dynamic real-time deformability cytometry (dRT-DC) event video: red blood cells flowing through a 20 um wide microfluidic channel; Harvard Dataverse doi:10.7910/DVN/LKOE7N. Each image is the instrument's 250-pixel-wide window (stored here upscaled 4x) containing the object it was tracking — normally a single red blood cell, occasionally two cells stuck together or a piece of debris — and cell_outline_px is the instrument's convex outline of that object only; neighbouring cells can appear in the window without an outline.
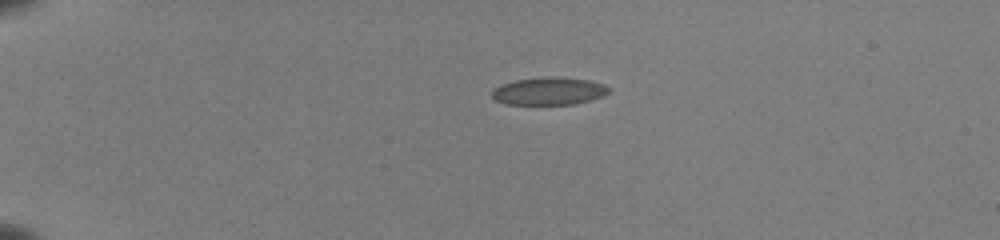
{"species": "common noctule bat (a hibernating species)", "species_latin": "Nyctalus noctula", "temperature_condition": "room temperature", "stored_images_in_passage": 42, "camera_frame_rate_fps": 3000, "um_per_image_px": 0.085, "animal": {"sex": "female", "body_mass_g": 22.0, "forearm_length_mm": 56.7}, "frame": {"image": 1, "passage_image": 1, "time_ms": 0.0, "image_size_px": [1000, 240], "cell_outline_px": [[612, 88], [604, 96], [592, 100], [576, 104], [508, 104], [496, 100], [492, 96], [492, 88], [500, 84], [516, 80], [588, 80], [604, 84]], "centroid_in_image_um": [46.67, 7.8], "position_along_channel_um": 38.3, "area_um2": 17.86}}
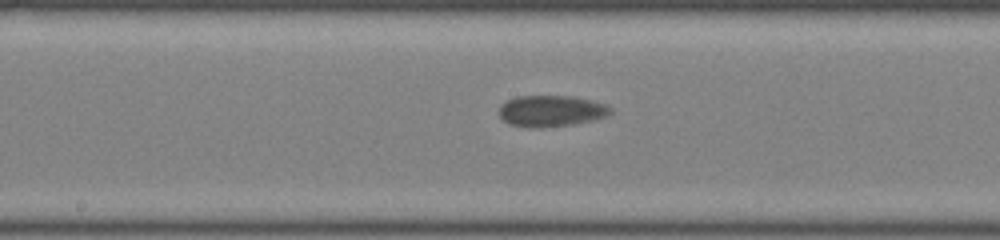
{"frame": {"image": 2, "passage_image": 19, "time_ms": 6.0, "image_size_px": [1000, 240], "cell_outline_px": [[612, 112], [604, 116], [592, 120], [572, 124], [536, 128], [528, 128], [508, 124], [500, 116], [500, 104], [516, 96], [572, 96], [592, 100], [604, 104], [612, 108]], "centroid_in_image_um": [46.82, 9.43], "position_along_channel_um": 201.4, "area_um2": 20.23}}
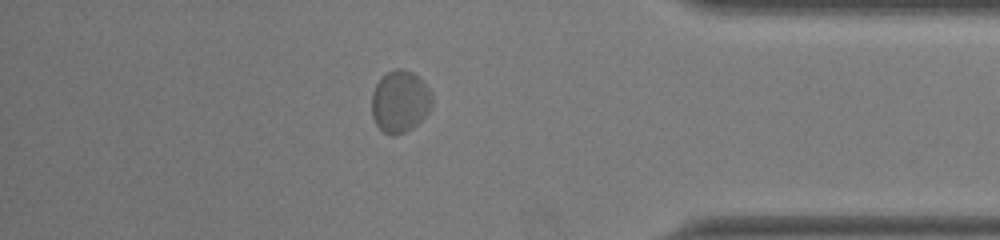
{"frame": {"image": 3, "passage_image": 36, "time_ms": 11.667, "image_size_px": [1000, 240], "cell_outline_px": [[432, 104], [428, 112], [412, 128], [404, 132], [392, 136], [384, 132], [376, 124], [372, 116], [372, 92], [376, 84], [388, 72], [396, 68], [400, 68], [412, 72], [432, 92]], "centroid_in_image_um": [33.99, 8.64], "position_along_channel_um": 401.2, "area_um2": 21.5}, "authors_computed_cell_mechanics": {"area_um2": 19.2763, "velocity_mm_per_s": 3.8315, "shape_relaxation_time_tau1_ms": 0.8488, "shape_relaxation_time_tau2_ms": null, "deformation_change_tau1": 0.0623, "deformation_change_tau2": null}}